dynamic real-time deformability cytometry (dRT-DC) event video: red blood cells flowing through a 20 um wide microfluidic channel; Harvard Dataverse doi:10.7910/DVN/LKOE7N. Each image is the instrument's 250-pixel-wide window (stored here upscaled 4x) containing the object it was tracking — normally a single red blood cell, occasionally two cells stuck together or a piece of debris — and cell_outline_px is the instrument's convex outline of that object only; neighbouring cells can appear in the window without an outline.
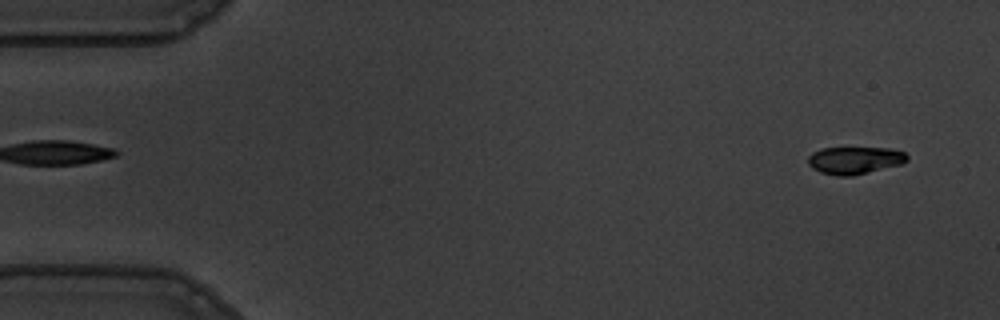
{"species": "common noctule bat (a hibernating species)", "species_latin": "Nyctalus noctula", "temperature_condition": "warm", "stored_images_in_passage": 53, "camera_frame_rate_fps": 3000, "um_per_image_px": 0.085, "animal": {"sex": "male", "body_mass_g": 19.5, "forearm_length_mm": 54.6}, "frame": {"image": 1, "passage_image": 3, "time_ms": 0.667, "image_size_px": [1000, 320], "cell_outline_px": [[908, 160], [900, 164], [852, 176], [836, 176], [820, 172], [812, 168], [808, 164], [808, 156], [812, 152], [820, 148], [888, 148], [904, 152], [908, 156]], "centroid_in_image_um": [72.61, 13.62], "position_along_channel_um": 12.4, "area_um2": 15.78}}
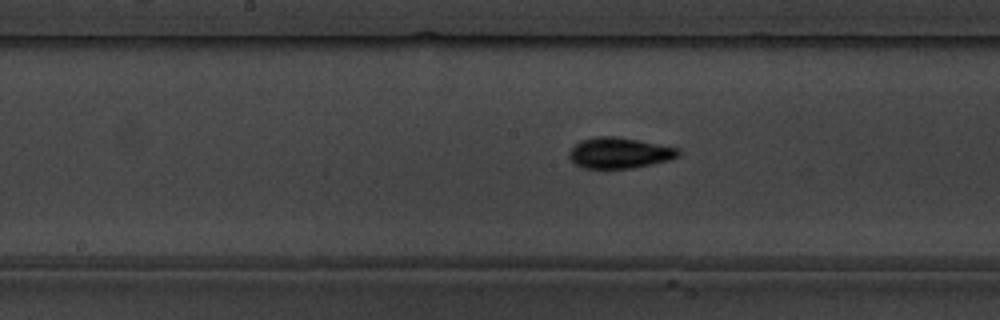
{"frame": {"image": 2, "passage_image": 28, "time_ms": 9.0, "image_size_px": [1000, 320], "cell_outline_px": [[680, 156], [668, 160], [632, 168], [584, 168], [576, 164], [568, 156], [568, 152], [580, 140], [596, 136], [616, 136], [680, 148]], "centroid_in_image_um": [52.65, 12.99], "position_along_channel_um": 195.6, "area_um2": 19.54}}
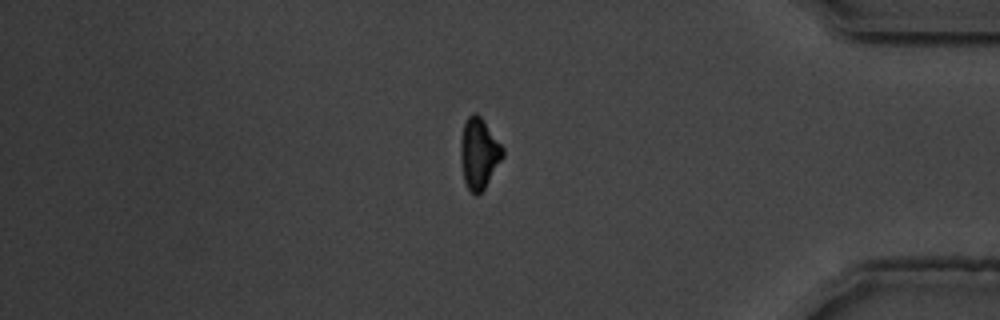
{"frame": {"image": 3, "passage_image": 47, "time_ms": 15.333, "image_size_px": [1000, 320], "cell_outline_px": [[504, 156], [484, 188], [476, 196], [468, 188], [464, 180], [460, 156], [460, 140], [464, 124], [468, 116], [472, 112], [476, 112], [480, 116], [504, 148]], "centroid_in_image_um": [40.7, 13.01], "position_along_channel_um": 394.5, "area_um2": 17.22}}